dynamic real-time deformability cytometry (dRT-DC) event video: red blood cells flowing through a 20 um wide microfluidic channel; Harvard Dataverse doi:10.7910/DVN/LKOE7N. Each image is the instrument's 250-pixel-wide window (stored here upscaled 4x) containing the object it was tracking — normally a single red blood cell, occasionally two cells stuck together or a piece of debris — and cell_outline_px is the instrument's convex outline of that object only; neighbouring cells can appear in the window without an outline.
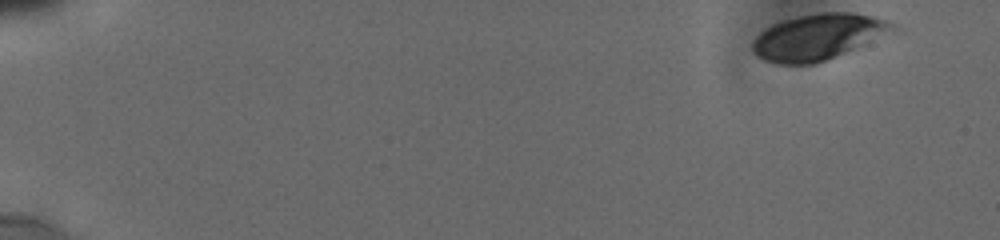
{"species": "human", "species_latin": "Homo sapiens", "temperature_condition": "cold", "stored_images_in_passage": 15, "camera_frame_rate_fps": 3000, "um_per_image_px": 0.085, "donor": {"sex": "male"}, "frame": {"image": 1, "passage_image": 1, "time_ms": 0.0, "image_size_px": [1000, 240], "cell_outline_px": [[900, 32], [816, 64], [776, 64], [764, 60], [756, 56], [752, 52], [752, 40], [760, 32], [772, 24], [796, 16], [820, 12], [852, 12], [884, 20], [896, 24], [900, 28]], "centroid_in_image_um": [69.61, 3.15], "position_along_channel_um": 15.4, "area_um2": 38.38}}
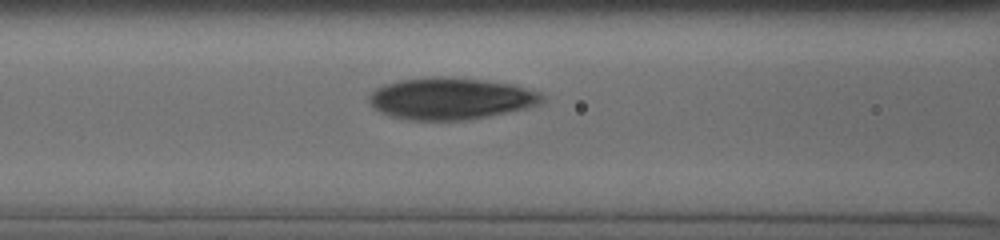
{"frame": {"image": 2, "passage_image": 13, "time_ms": 7.333, "image_size_px": [1000, 240], "cell_outline_px": [[544, 100], [540, 104], [528, 108], [488, 116], [464, 120], [408, 120], [388, 116], [372, 108], [368, 100], [368, 96], [376, 88], [384, 84], [400, 80], [432, 76], [444, 76], [484, 80], [512, 84], [540, 92], [544, 96]], "centroid_in_image_um": [38.28, 8.38], "position_along_channel_um": 128.3, "area_um2": 42.48}}
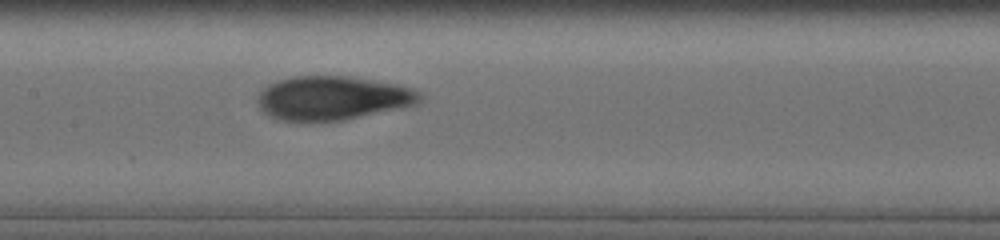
{"frame": {"image": 3, "passage_image": 15, "time_ms": 8.667, "image_size_px": [1000, 240], "cell_outline_px": [[424, 96], [416, 104], [400, 108], [344, 120], [276, 120], [268, 116], [260, 108], [256, 100], [260, 92], [268, 84], [276, 80], [292, 76], [348, 76], [400, 84], [416, 88], [424, 92]], "centroid_in_image_um": [28.31, 8.31], "position_along_channel_um": 179.1, "area_um2": 41.85}}